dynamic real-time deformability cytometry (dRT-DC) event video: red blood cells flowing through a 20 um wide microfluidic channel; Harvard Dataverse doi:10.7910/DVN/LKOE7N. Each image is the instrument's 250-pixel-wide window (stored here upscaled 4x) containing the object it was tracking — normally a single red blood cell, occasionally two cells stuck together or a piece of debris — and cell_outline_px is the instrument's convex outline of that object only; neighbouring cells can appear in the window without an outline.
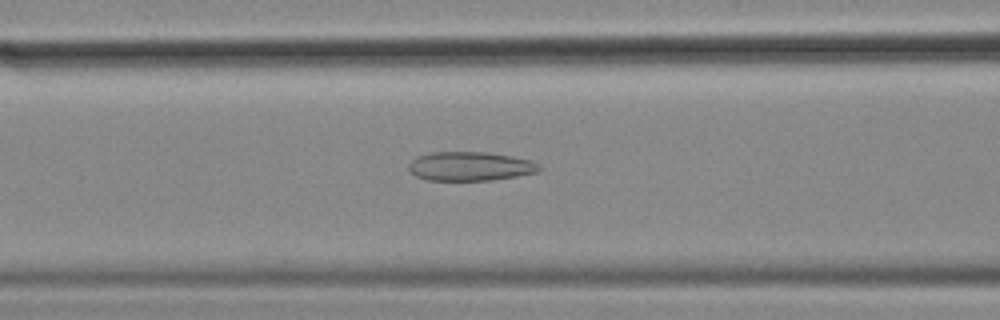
{"species": "common noctule bat (a hibernating species)", "species_latin": "Nyctalus noctula", "temperature_condition": "cold", "stored_images_in_passage": 57, "camera_frame_rate_fps": 3000, "um_per_image_px": 0.085, "animal": {"sex": "female", "body_mass_g": 18.4}, "frame": {"image": 1, "passage_image": 23, "time_ms": 7.333, "image_size_px": [1000, 320], "cell_outline_px": [[544, 168], [536, 172], [516, 176], [492, 180], [428, 180], [416, 176], [408, 168], [408, 164], [416, 156], [432, 152], [484, 152], [512, 156], [532, 160], [540, 164]], "centroid_in_image_um": [39.99, 14.13], "position_along_channel_um": 126.6, "area_um2": 22.14}}
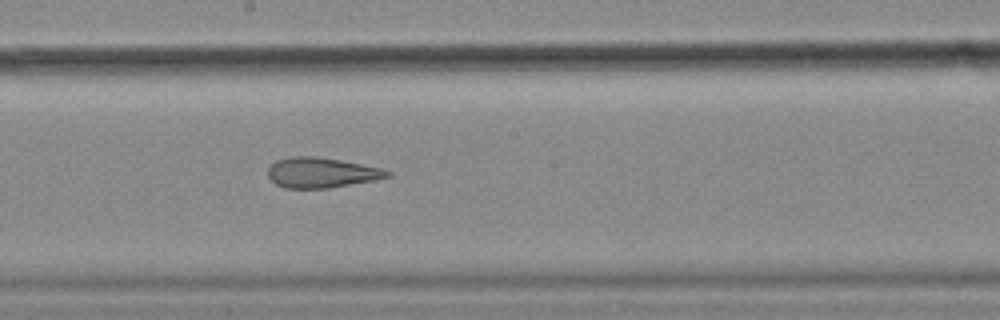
{"frame": {"image": 2, "passage_image": 31, "time_ms": 10.0, "image_size_px": [1000, 320], "cell_outline_px": [[392, 176], [372, 180], [328, 188], [284, 188], [276, 184], [268, 176], [268, 168], [276, 160], [292, 156], [316, 156], [340, 160], [384, 168], [392, 172]], "centroid_in_image_um": [27.33, 14.66], "position_along_channel_um": 220.9, "area_um2": 20.98}}
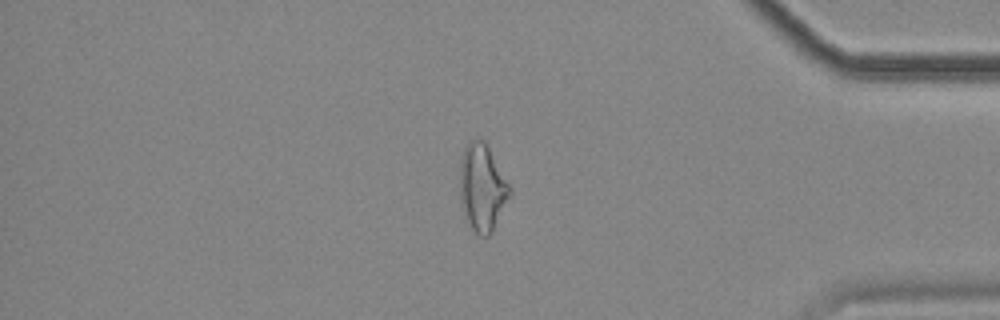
{"frame": {"image": 3, "passage_image": 48, "time_ms": 15.667, "image_size_px": [1000, 320], "cell_outline_px": [[512, 192], [492, 232], [488, 236], [480, 236], [468, 224], [464, 212], [460, 196], [460, 160], [464, 148], [472, 140], [484, 140], [512, 188]], "centroid_in_image_um": [41.0, 15.95], "position_along_channel_um": 394.2, "area_um2": 25.09}, "authors_computed_cell_mechanics": {"area_um2": 25.432, "velocity_mm_per_s": 3.5529, "shape_relaxation_time_tau1_ms": null, "shape_relaxation_time_tau2_ms": 2.7766, "deformation_change_tau1": null, "deformation_change_tau2": 0.1281}}